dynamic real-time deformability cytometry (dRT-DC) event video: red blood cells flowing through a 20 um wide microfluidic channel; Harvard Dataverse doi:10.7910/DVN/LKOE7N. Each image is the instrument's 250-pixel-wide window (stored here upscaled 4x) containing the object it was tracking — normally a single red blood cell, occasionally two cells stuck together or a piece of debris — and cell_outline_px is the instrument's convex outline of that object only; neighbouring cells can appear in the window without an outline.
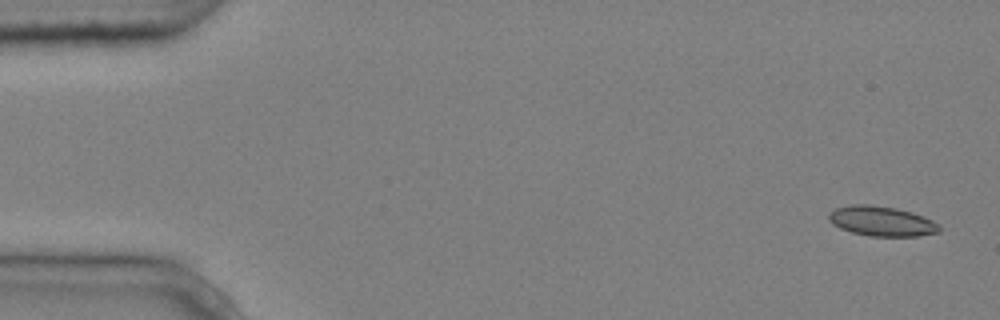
{"species": "common noctule bat (a hibernating species)", "species_latin": "Nyctalus noctula", "temperature_condition": "cold", "stored_images_in_passage": 8, "camera_frame_rate_fps": 3000, "um_per_image_px": 0.085, "animal": {"sex": "male", "body_mass_g": 20.4}, "frame": {"image": 1, "passage_image": 1, "time_ms": 0.0, "image_size_px": [1000, 320], "cell_outline_px": [[940, 232], [920, 236], [868, 236], [852, 232], [840, 228], [832, 224], [828, 220], [828, 212], [836, 208], [852, 204], [872, 204], [896, 208], [912, 212], [932, 220], [940, 224]], "centroid_in_image_um": [74.93, 18.8], "position_along_channel_um": 10.1, "area_um2": 19.48}}
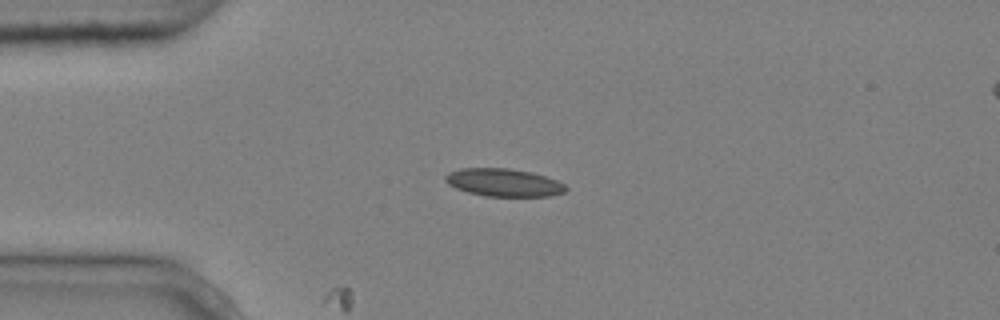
{"frame": {"image": 2, "passage_image": 4, "time_ms": 1.0, "image_size_px": [1000, 320], "cell_outline_px": [[568, 188], [564, 192], [548, 196], [484, 196], [468, 192], [456, 188], [448, 184], [444, 180], [444, 176], [448, 172], [460, 168], [508, 168], [532, 172], [556, 180], [564, 184]], "centroid_in_image_um": [42.78, 15.51], "position_along_channel_um": 42.2, "area_um2": 19.54}}